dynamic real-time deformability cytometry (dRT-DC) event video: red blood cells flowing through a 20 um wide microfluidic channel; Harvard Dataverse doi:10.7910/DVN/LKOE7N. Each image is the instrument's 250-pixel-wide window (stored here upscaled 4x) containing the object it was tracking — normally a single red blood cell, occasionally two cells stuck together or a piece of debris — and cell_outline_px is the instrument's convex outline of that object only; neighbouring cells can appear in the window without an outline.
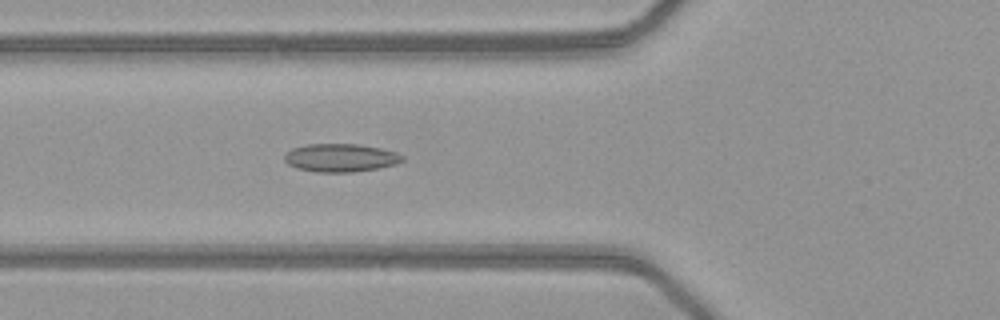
{"species": "common noctule bat (a hibernating species)", "species_latin": "Nyctalus noctula", "temperature_condition": "warm", "stored_images_in_passage": 49, "camera_frame_rate_fps": 3000, "um_per_image_px": 0.085, "animal": {"sex": "female", "body_mass_g": 21.9}, "frame": {"image": 1, "passage_image": 18, "time_ms": 5.667, "image_size_px": [1000, 320], "cell_outline_px": [[404, 160], [396, 164], [380, 168], [352, 172], [316, 172], [296, 168], [288, 164], [284, 160], [284, 156], [292, 148], [308, 144], [360, 144], [380, 148], [396, 152], [404, 156]], "centroid_in_image_um": [28.97, 13.41], "position_along_channel_um": 96.8, "area_um2": 19.42}}
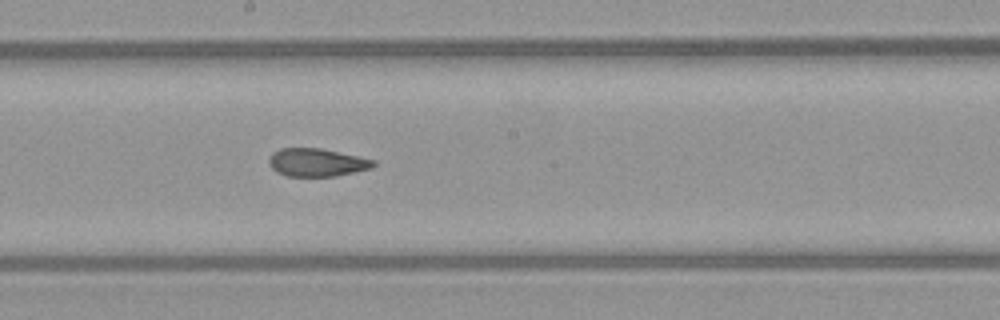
{"frame": {"image": 2, "passage_image": 27, "time_ms": 8.667, "image_size_px": [1000, 320], "cell_outline_px": [[376, 164], [372, 168], [336, 176], [288, 176], [276, 172], [272, 168], [268, 160], [272, 152], [280, 148], [320, 148], [376, 160]], "centroid_in_image_um": [26.93, 13.8], "position_along_channel_um": 221.3, "area_um2": 17.05}}
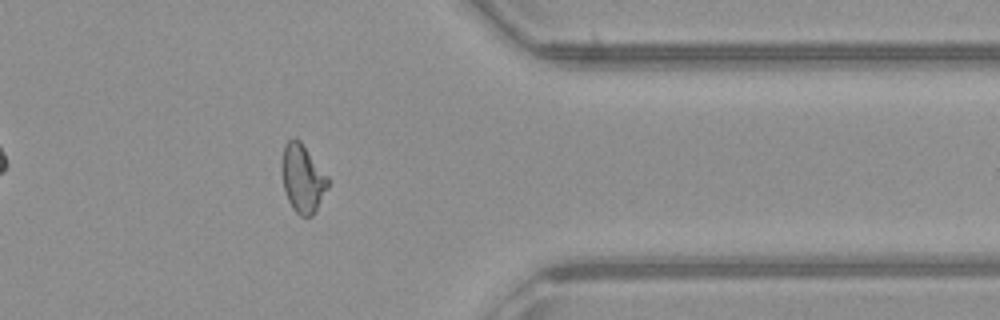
{"frame": {"image": 3, "passage_image": 40, "time_ms": 13.0, "image_size_px": [1000, 320], "cell_outline_px": [[328, 188], [316, 212], [312, 216], [300, 216], [292, 208], [288, 200], [284, 188], [280, 168], [280, 164], [284, 144], [292, 136], [300, 140], [328, 176]], "centroid_in_image_um": [25.7, 15.15], "position_along_channel_um": 385.7, "area_um2": 18.67}, "authors_computed_cell_mechanics": {"area_um2": 18.6116, "velocity_mm_per_s": 4.1218, "shape_relaxation_time_tau1_ms": null, "shape_relaxation_time_tau2_ms": 2.1162, "deformation_change_tau1": null, "deformation_change_tau2": 0.078}}